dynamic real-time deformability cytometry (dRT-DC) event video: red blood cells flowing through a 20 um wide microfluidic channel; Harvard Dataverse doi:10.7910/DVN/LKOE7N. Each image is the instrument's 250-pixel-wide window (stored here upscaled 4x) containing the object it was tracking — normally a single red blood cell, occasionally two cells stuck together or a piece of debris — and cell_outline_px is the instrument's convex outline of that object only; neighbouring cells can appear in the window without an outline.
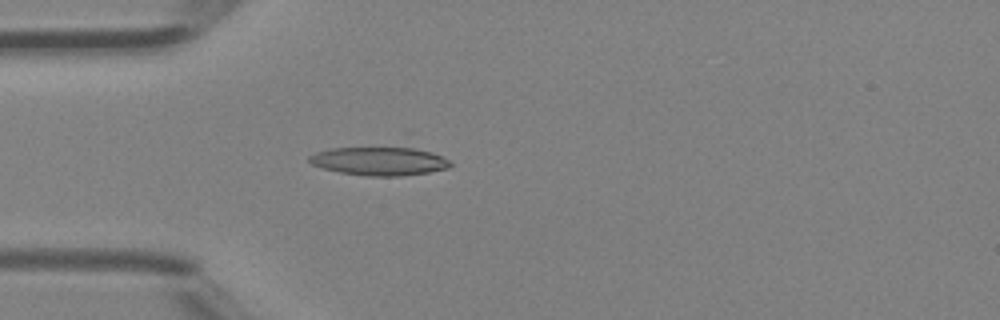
{"species": "Egyptian fruit bat (a non-hibernating species)", "species_latin": "Rousettus aegyptiacus", "temperature_condition": "room temperature", "stored_images_in_passage": 5, "camera_frame_rate_fps": 3000, "um_per_image_px": 0.085, "animal": {"sex": "female"}, "frame": {"image": 1, "passage_image": 5, "time_ms": 1.333, "image_size_px": [1000, 320], "cell_outline_px": [[452, 164], [448, 168], [428, 172], [400, 176], [364, 176], [340, 172], [324, 168], [312, 164], [308, 160], [308, 156], [316, 152], [332, 148], [412, 148], [432, 152], [444, 156]], "centroid_in_image_um": [32.25, 13.7], "position_along_channel_um": 52.7, "area_um2": 23.18}}